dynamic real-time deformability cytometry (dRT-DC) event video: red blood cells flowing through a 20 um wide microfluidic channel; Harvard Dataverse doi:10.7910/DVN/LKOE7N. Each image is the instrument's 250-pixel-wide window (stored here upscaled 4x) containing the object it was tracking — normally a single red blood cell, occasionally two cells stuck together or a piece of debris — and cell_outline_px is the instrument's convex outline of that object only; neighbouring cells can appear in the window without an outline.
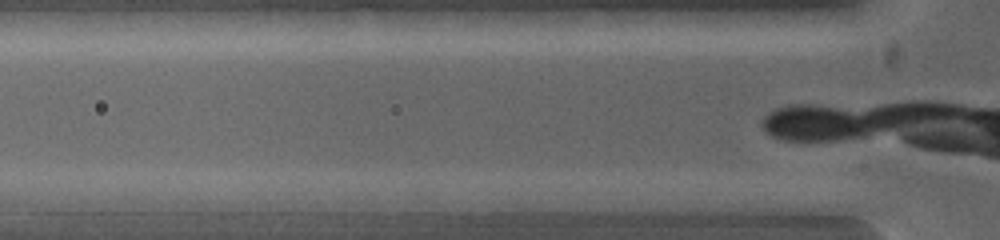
{"species": "common noctule bat (a hibernating species)", "species_latin": "Nyctalus noctula", "temperature_condition": "warm", "stored_images_in_passage": 9, "camera_frame_rate_fps": 5000, "um_per_image_px": 0.085, "animal": {"sex": "female", "body_mass_g": 19.0, "forearm_length_mm": 53.3}, "frame": {"image": 1, "passage_image": 4, "time_ms": 0.4, "image_size_px": [1000, 240], "cell_outline_px": [[600, 200], [576, 212], [492, 212], [492, 200], [520, 192], [584, 192]], "centroid_in_image_um": [46.19, 17.19], "position_along_channel_um": 79.6, "area_um2": 13.29}}